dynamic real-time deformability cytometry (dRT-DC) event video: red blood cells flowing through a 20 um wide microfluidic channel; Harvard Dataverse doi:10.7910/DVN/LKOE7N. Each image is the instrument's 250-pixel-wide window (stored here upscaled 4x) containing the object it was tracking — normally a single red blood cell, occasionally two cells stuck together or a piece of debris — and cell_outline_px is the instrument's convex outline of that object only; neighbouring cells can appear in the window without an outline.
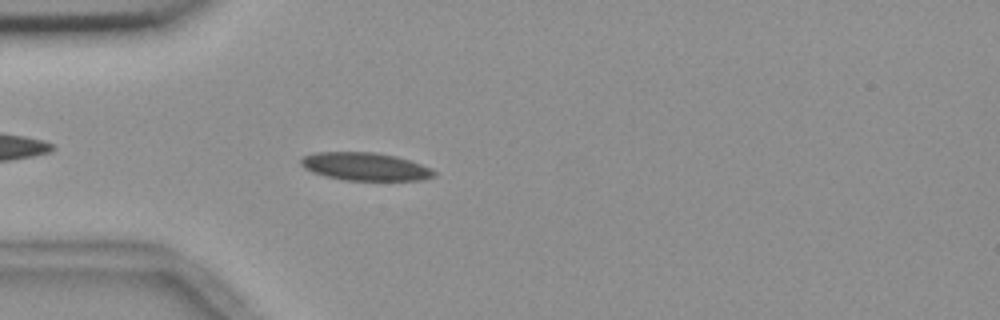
{"species": "common noctule bat (a hibernating species)", "species_latin": "Nyctalus noctula", "temperature_condition": "room temperature", "stored_images_in_passage": 43, "camera_frame_rate_fps": 3000, "um_per_image_px": 0.085, "animal": {"sex": "female", "body_mass_g": 18.4}, "frame": {"image": 1, "passage_image": 3, "time_ms": 0.667, "image_size_px": [1000, 320], "cell_outline_px": [[436, 176], [420, 180], [344, 180], [324, 176], [312, 172], [304, 168], [300, 164], [300, 160], [304, 156], [312, 152], [376, 152], [396, 156], [432, 168], [436, 172]], "centroid_in_image_um": [31.02, 14.15], "position_along_channel_um": 54.0, "area_um2": 21.79}}
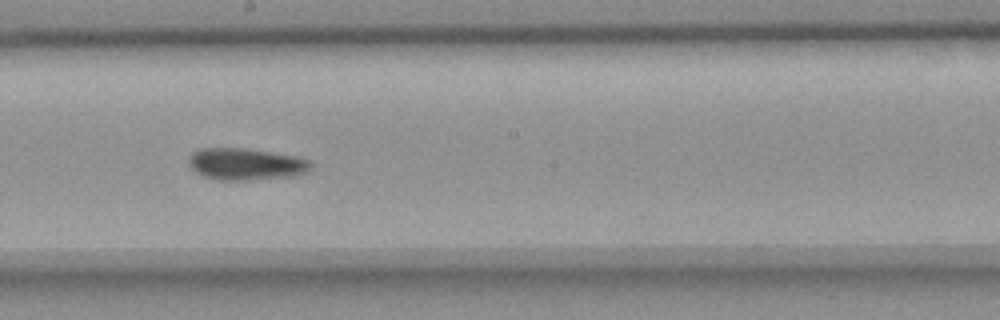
{"frame": {"image": 2, "passage_image": 18, "time_ms": 5.667, "image_size_px": [1000, 320], "cell_outline_px": [[312, 168], [308, 172], [292, 176], [248, 180], [220, 180], [204, 176], [196, 172], [188, 164], [188, 156], [192, 152], [200, 148], [244, 148], [296, 156], [308, 160], [312, 164]], "centroid_in_image_um": [20.88, 13.94], "position_along_channel_um": 227.3, "area_um2": 22.72}}
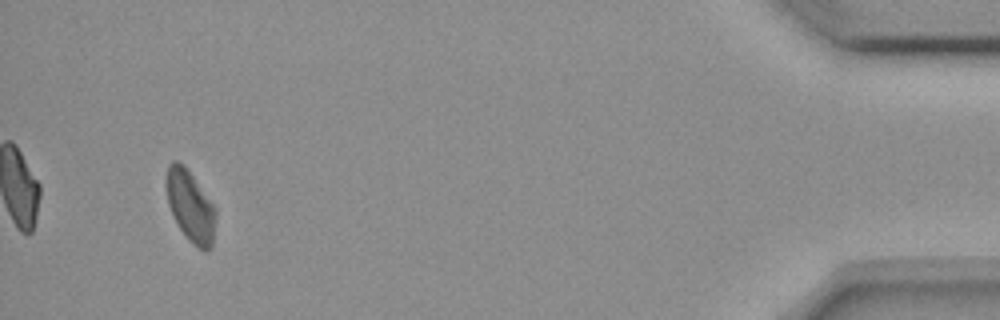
{"frame": {"image": 3, "passage_image": 40, "time_ms": 13.0, "image_size_px": [1000, 320], "cell_outline_px": [[216, 216], [212, 248], [204, 252], [192, 244], [188, 240], [180, 228], [168, 204], [164, 184], [164, 180], [168, 164], [172, 160], [176, 160], [184, 164], [216, 208]], "centroid_in_image_um": [16.17, 17.5], "position_along_channel_um": 419.0, "area_um2": 20.87}, "authors_computed_cell_mechanics": {"area_um2": 21.7906, "velocity_mm_per_s": 3.6332, "shape_relaxation_time_tau1_ms": null, "shape_relaxation_time_tau2_ms": 5.0031, "deformation_change_tau1": null, "deformation_change_tau2": 0.0777}}